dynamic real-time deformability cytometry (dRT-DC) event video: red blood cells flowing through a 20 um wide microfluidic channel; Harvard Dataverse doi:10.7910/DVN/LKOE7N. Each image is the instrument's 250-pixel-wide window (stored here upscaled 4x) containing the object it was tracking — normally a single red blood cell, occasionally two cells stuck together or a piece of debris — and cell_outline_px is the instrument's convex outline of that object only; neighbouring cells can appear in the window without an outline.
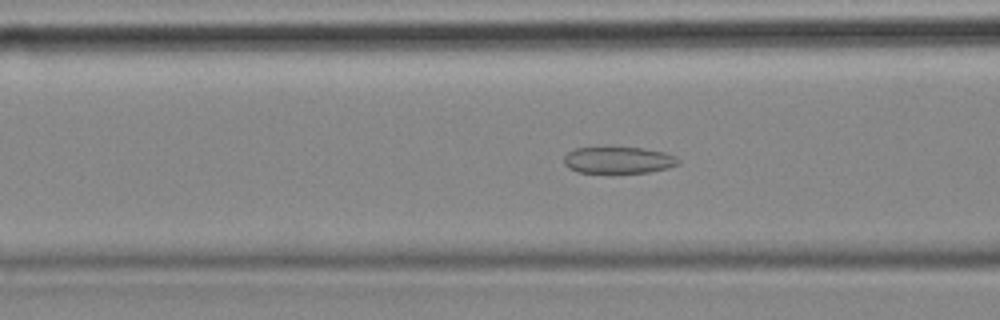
{"species": "common noctule bat (a hibernating species)", "species_latin": "Nyctalus noctula", "temperature_condition": "cold", "stored_images_in_passage": 56, "camera_frame_rate_fps": 3000, "um_per_image_px": 0.085, "animal": {"sex": "female", "body_mass_g": 18.4}, "frame": {"image": 1, "passage_image": 21, "time_ms": 6.667, "image_size_px": [1000, 320], "cell_outline_px": [[680, 164], [668, 168], [648, 172], [612, 176], [576, 172], [568, 168], [564, 164], [564, 156], [568, 152], [576, 148], [644, 148], [664, 152], [676, 156], [680, 160]], "centroid_in_image_um": [52.55, 13.67], "position_along_channel_um": 114.0, "area_um2": 18.67}}
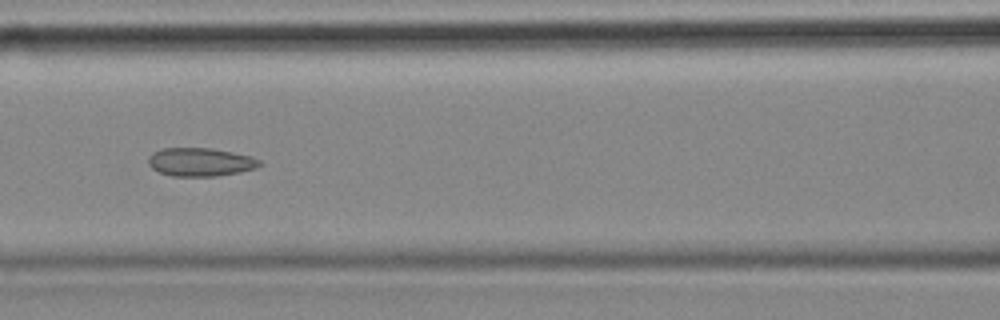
{"frame": {"image": 2, "passage_image": 24, "time_ms": 7.667, "image_size_px": [1000, 320], "cell_outline_px": [[260, 164], [256, 168], [240, 172], [216, 176], [172, 176], [160, 172], [152, 168], [148, 164], [148, 156], [152, 152], [164, 148], [208, 148], [232, 152], [252, 156], [260, 160]], "centroid_in_image_um": [17.01, 13.77], "position_along_channel_um": 149.6, "area_um2": 18.38}}
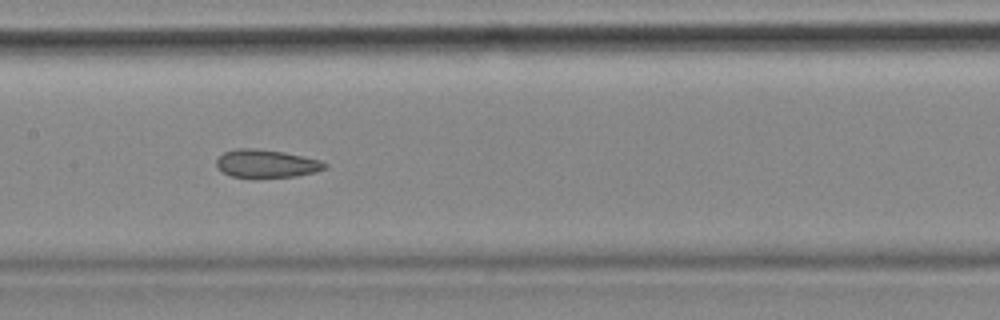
{"frame": {"image": 3, "passage_image": 27, "time_ms": 8.667, "image_size_px": [1000, 320], "cell_outline_px": [[328, 168], [316, 172], [296, 176], [252, 180], [232, 176], [216, 168], [216, 160], [224, 152], [236, 148], [256, 148], [284, 152], [320, 160], [328, 164]], "centroid_in_image_um": [22.64, 13.94], "position_along_channel_um": 184.8, "area_um2": 18.38}, "authors_computed_cell_mechanics": {"area_um2": 19.5364, "velocity_mm_per_s": 3.5406, "shape_relaxation_time_tau1_ms": null, "shape_relaxation_time_tau2_ms": 3.4329, "deformation_change_tau1": null, "deformation_change_tau2": 0.1042}}